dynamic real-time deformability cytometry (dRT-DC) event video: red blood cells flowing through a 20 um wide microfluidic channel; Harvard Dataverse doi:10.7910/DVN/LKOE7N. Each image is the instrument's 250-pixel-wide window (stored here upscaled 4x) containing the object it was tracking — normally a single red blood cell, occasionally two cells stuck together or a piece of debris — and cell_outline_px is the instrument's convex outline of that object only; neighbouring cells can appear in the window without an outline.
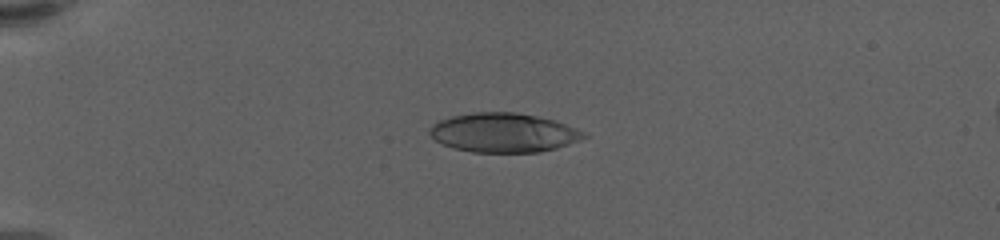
{"species": "human", "species_latin": "Homo sapiens", "temperature_condition": "warm", "stored_images_in_passage": 62, "camera_frame_rate_fps": 3000, "um_per_image_px": 0.085, "donor": {"sex": "female"}, "frame": {"image": 1, "passage_image": 17, "time_ms": 5.333, "image_size_px": [1000, 240], "cell_outline_px": [[588, 136], [580, 140], [556, 148], [540, 152], [472, 152], [452, 148], [436, 140], [428, 132], [432, 124], [440, 120], [452, 116], [472, 112], [516, 112], [556, 120], [584, 132]], "centroid_in_image_um": [42.8, 11.27], "position_along_channel_um": 42.2, "area_um2": 35.2}}
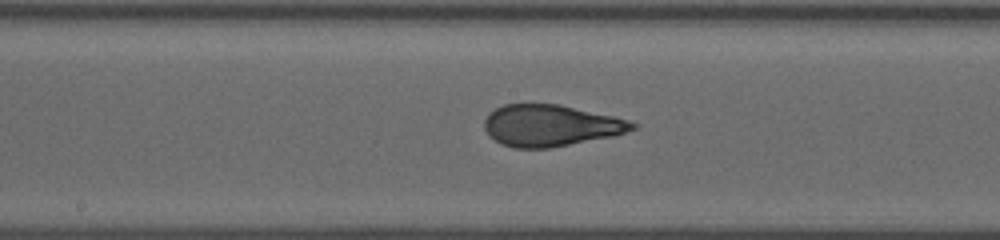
{"frame": {"image": 2, "passage_image": 35, "time_ms": 11.333, "image_size_px": [1000, 240], "cell_outline_px": [[640, 124], [636, 128], [616, 136], [548, 148], [512, 148], [500, 144], [488, 136], [484, 128], [484, 120], [488, 112], [504, 104], [560, 104], [612, 116], [628, 120]], "centroid_in_image_um": [46.78, 10.68], "position_along_channel_um": 201.4, "area_um2": 36.13}}
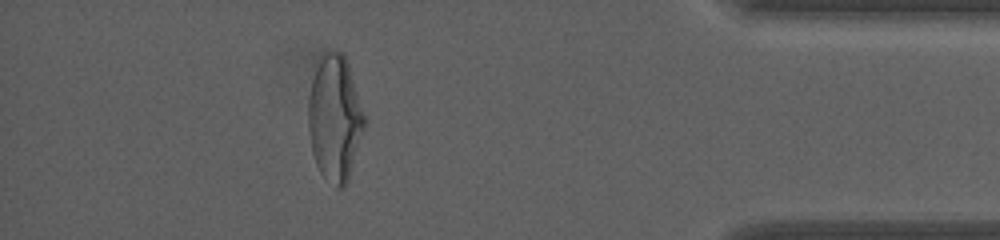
{"frame": {"image": 3, "passage_image": 56, "time_ms": 18.333, "image_size_px": [1000, 240], "cell_outline_px": [[364, 128], [348, 180], [344, 188], [336, 188], [320, 172], [316, 164], [312, 152], [308, 128], [308, 100], [312, 80], [316, 68], [324, 52], [340, 52], [344, 56], [348, 64], [364, 116]], "centroid_in_image_um": [28.43, 10.09], "position_along_channel_um": 406.8, "area_um2": 40.34}, "authors_computed_cell_mechanics": {"area_um2": 36.414, "velocity_mm_per_s": 3.447, "shape_relaxation_time_tau1_ms": 6.0693, "shape_relaxation_time_tau2_ms": 0.9183, "deformation_change_tau1": 0.247, "deformation_change_tau2": 0.0844}}